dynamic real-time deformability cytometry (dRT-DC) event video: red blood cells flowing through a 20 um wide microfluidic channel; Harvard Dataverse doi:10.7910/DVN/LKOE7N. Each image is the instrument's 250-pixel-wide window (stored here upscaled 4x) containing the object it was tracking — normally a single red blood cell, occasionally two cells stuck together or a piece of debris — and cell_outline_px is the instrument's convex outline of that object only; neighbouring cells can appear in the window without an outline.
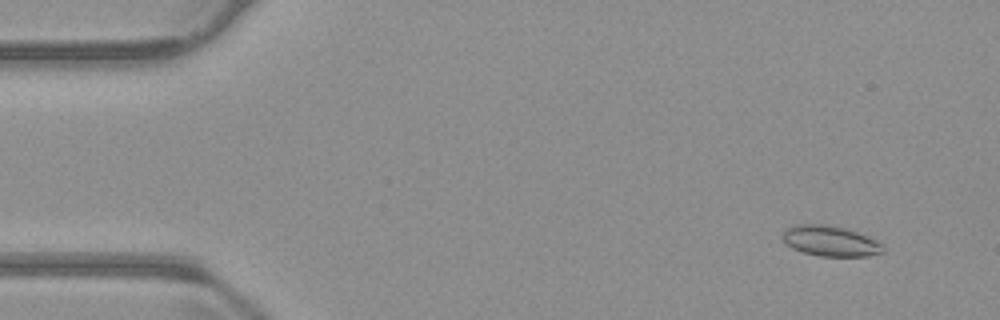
{"species": "common noctule bat (a hibernating species)", "species_latin": "Nyctalus noctula", "temperature_condition": "warm", "stored_images_in_passage": 56, "camera_frame_rate_fps": 3000, "um_per_image_px": 0.085, "animal": {"sex": "male", "body_mass_g": 23.1, "forearm_length_mm": 52.7}, "frame": {"image": 1, "passage_image": 5, "time_ms": 1.333, "image_size_px": [1000, 320], "cell_outline_px": [[884, 252], [868, 256], [820, 256], [804, 252], [792, 248], [780, 236], [788, 228], [796, 224], [828, 224], [844, 228], [856, 232], [884, 244]], "centroid_in_image_um": [70.59, 20.48], "position_along_channel_um": 14.4, "area_um2": 17.69}}
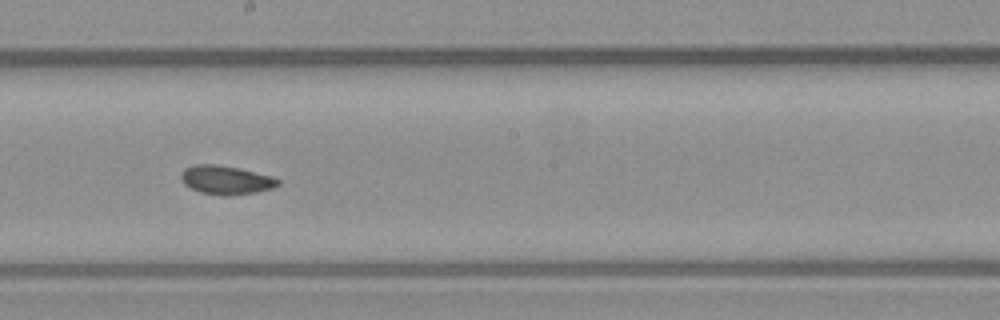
{"frame": {"image": 2, "passage_image": 31, "time_ms": 10.0, "image_size_px": [1000, 320], "cell_outline_px": [[280, 184], [272, 188], [256, 192], [228, 196], [224, 196], [200, 192], [184, 184], [180, 180], [180, 176], [184, 168], [196, 164], [216, 164], [236, 168], [272, 176], [280, 180]], "centroid_in_image_um": [19.19, 15.3], "position_along_channel_um": 229.0, "area_um2": 16.18}}
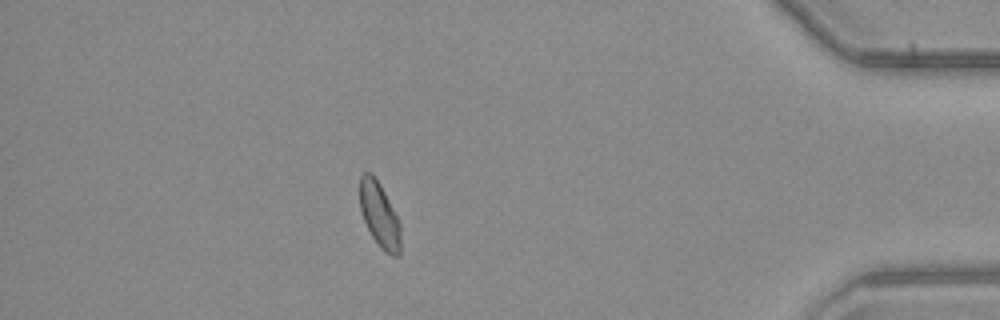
{"frame": {"image": 3, "passage_image": 49, "time_ms": 16.0, "image_size_px": [1000, 320], "cell_outline_px": [[400, 252], [396, 256], [392, 256], [384, 252], [380, 248], [372, 236], [364, 220], [360, 208], [360, 176], [364, 172], [372, 172], [380, 184], [400, 224]], "centroid_in_image_um": [32.24, 18.27], "position_along_channel_um": 403.0, "area_um2": 15.26}, "authors_computed_cell_mechanics": {"area_um2": 16.1551, "velocity_mm_per_s": 3.741, "shape_relaxation_time_tau1_ms": 5.3056, "shape_relaxation_time_tau2_ms": 4.3589, "deformation_change_tau1": 0.0986, "deformation_change_tau2": 0.0692}}